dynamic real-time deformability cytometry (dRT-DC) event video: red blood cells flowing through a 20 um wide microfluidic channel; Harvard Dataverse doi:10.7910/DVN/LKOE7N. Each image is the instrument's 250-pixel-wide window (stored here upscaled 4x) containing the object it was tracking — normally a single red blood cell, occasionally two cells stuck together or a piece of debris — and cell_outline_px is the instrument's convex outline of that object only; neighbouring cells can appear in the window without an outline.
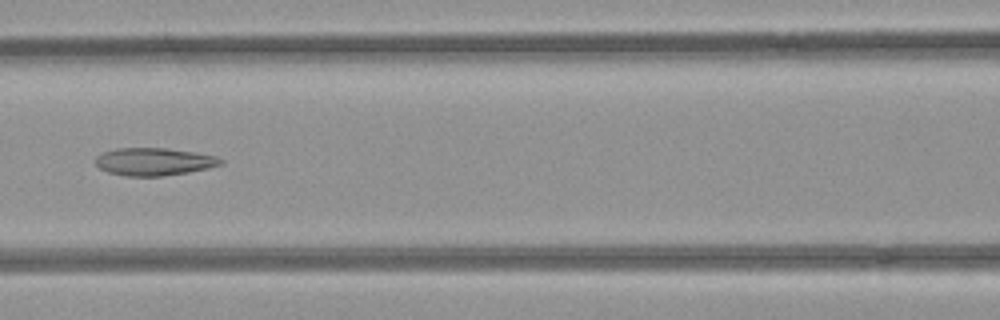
{"species": "common noctule bat (a hibernating species)", "species_latin": "Nyctalus noctula", "temperature_condition": "room temperature", "stored_images_in_passage": 5, "camera_frame_rate_fps": 3000, "um_per_image_px": 0.085, "animal": {"sex": "female", "body_mass_g": 21.9}, "frame": {"image": 1, "passage_image": 5, "time_ms": 1.333, "image_size_px": [1000, 320], "cell_outline_px": [[224, 164], [208, 168], [188, 172], [160, 176], [124, 176], [108, 172], [100, 168], [96, 164], [96, 156], [104, 152], [116, 148], [164, 148], [192, 152], [212, 156], [224, 160]], "centroid_in_image_um": [13.06, 13.74], "position_along_channel_um": 153.5, "area_um2": 19.94}}